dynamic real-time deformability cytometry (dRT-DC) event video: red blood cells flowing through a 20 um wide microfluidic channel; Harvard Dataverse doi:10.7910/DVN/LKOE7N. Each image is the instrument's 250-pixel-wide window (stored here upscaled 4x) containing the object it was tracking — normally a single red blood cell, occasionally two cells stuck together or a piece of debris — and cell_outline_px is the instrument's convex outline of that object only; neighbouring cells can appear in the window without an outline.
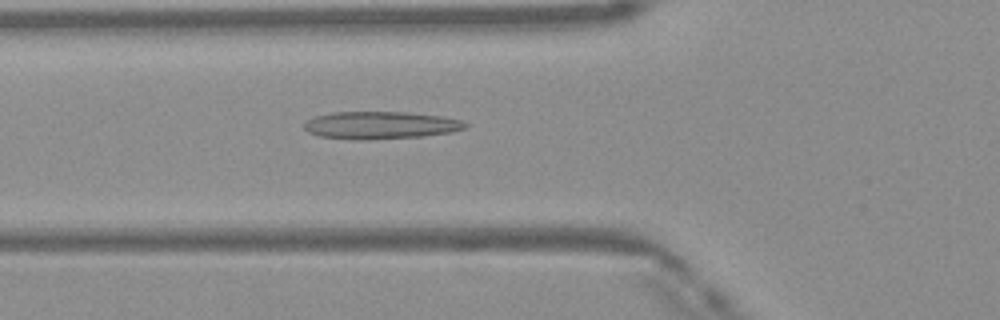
{"species": "Egyptian fruit bat (a non-hibernating species)", "species_latin": "Rousettus aegyptiacus", "temperature_condition": "warm", "stored_images_in_passage": 45, "camera_frame_rate_fps": 3000, "um_per_image_px": 0.085, "frame": {"image": 1, "passage_image": 14, "time_ms": 4.333, "image_size_px": [1000, 320], "cell_outline_px": [[468, 128], [448, 132], [420, 136], [360, 140], [352, 140], [320, 136], [308, 132], [304, 128], [304, 124], [312, 116], [332, 112], [408, 112], [440, 116], [460, 120], [468, 124]], "centroid_in_image_um": [32.29, 10.64], "position_along_channel_um": 93.5, "area_um2": 25.72}}
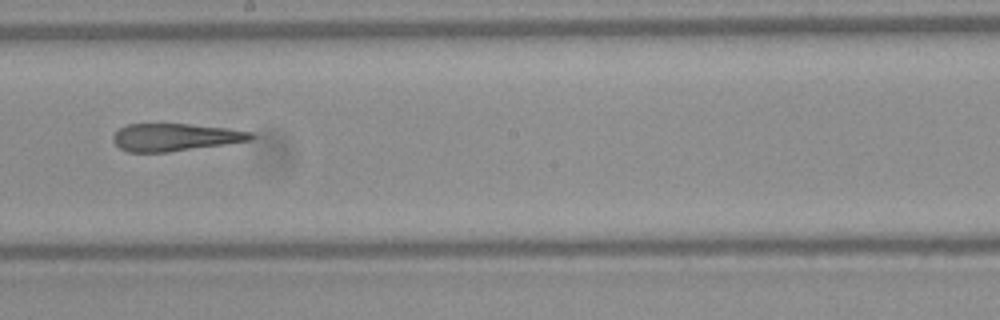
{"frame": {"image": 2, "passage_image": 24, "time_ms": 7.667, "image_size_px": [1000, 320], "cell_outline_px": [[256, 136], [252, 140], [168, 152], [128, 152], [120, 148], [112, 140], [112, 136], [120, 128], [128, 124], [188, 124], [228, 128], [252, 132]], "centroid_in_image_um": [14.89, 11.66], "position_along_channel_um": 233.3, "area_um2": 22.02}}
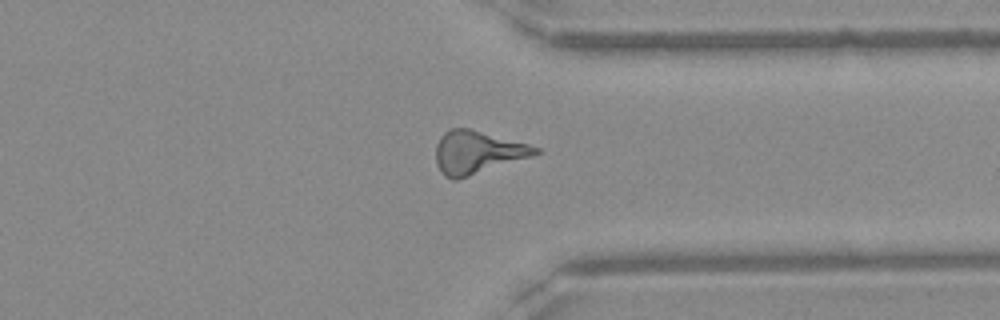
{"frame": {"image": 3, "passage_image": 34, "time_ms": 11.0, "image_size_px": [1000, 320], "cell_outline_px": [[540, 152], [532, 156], [456, 180], [452, 180], [444, 176], [440, 172], [436, 164], [436, 144], [440, 136], [448, 128], [472, 128], [528, 144], [540, 148]], "centroid_in_image_um": [40.53, 12.93], "position_along_channel_um": 370.9, "area_um2": 24.97}, "authors_computed_cell_mechanics": {"area_um2": 23.7558, "velocity_mm_per_s": 4.1751, "shape_relaxation_time_tau1_ms": null, "shape_relaxation_time_tau2_ms": 4.456, "deformation_change_tau1": null, "deformation_change_tau2": 0.1899}}